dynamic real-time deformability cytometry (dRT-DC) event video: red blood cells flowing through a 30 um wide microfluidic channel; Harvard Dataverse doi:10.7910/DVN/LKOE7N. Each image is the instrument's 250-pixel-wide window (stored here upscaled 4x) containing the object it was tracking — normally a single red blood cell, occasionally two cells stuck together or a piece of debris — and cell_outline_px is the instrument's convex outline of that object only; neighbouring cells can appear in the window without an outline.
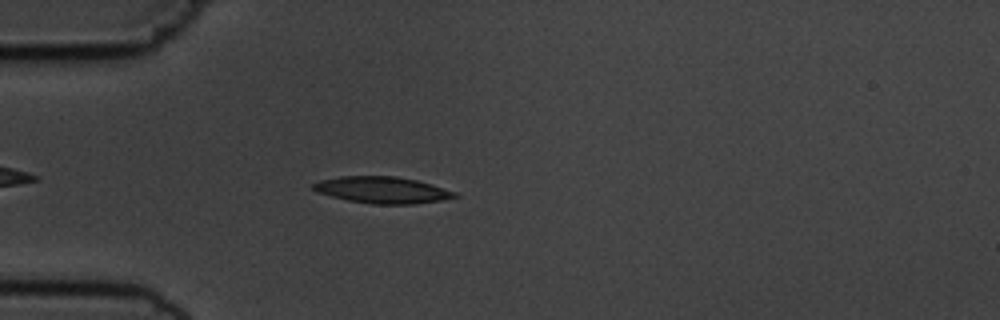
{"species": "common noctule bat (a hibernating species)", "species_latin": "Nyctalus noctula", "temperature_condition": "cold", "stored_images_in_passage": 38, "camera_frame_rate_fps": 3000, "um_per_image_px": 0.085, "animal": {"sex": "male", "body_mass_g": 19.5, "forearm_length_mm": 54.6}, "frame": {"image": 1, "passage_image": 6, "time_ms": 1.667, "image_size_px": [1000, 320], "cell_outline_px": [[460, 196], [440, 200], [416, 204], [372, 204], [348, 200], [316, 192], [312, 188], [312, 184], [320, 180], [340, 176], [396, 176], [416, 180], [432, 184], [456, 192]], "centroid_in_image_um": [32.5, 16.14], "position_along_channel_um": 52.5, "area_um2": 21.91}}
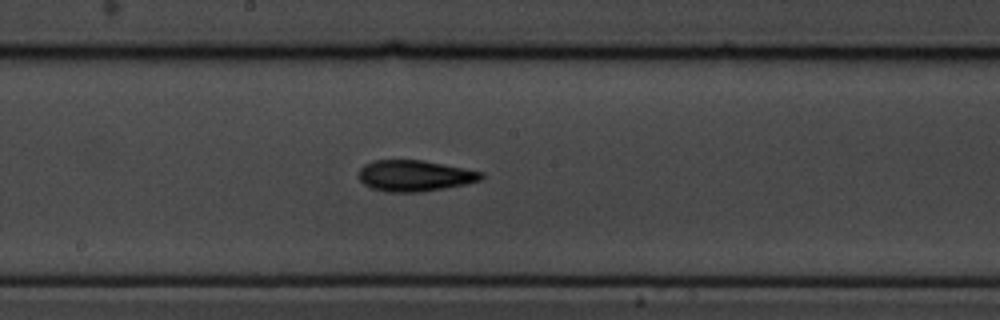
{"frame": {"image": 2, "passage_image": 20, "time_ms": 6.333, "image_size_px": [1000, 320], "cell_outline_px": [[484, 176], [480, 180], [464, 184], [444, 188], [420, 192], [384, 192], [372, 188], [364, 184], [360, 180], [360, 168], [364, 164], [372, 160], [424, 160], [484, 172]], "centroid_in_image_um": [35.24, 14.93], "position_along_channel_um": 213.0, "area_um2": 22.2}}
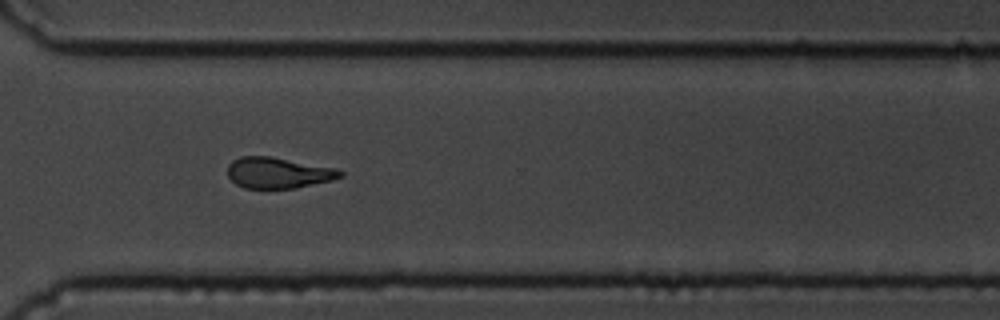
{"frame": {"image": 3, "passage_image": 31, "time_ms": 10.0, "image_size_px": [1000, 320], "cell_outline_px": [[344, 176], [332, 180], [296, 188], [244, 188], [236, 184], [228, 176], [228, 164], [232, 160], [240, 156], [272, 156], [336, 168], [344, 172]], "centroid_in_image_um": [23.65, 14.68], "position_along_channel_um": 346.9, "area_um2": 20.46}, "authors_computed_cell_mechanics": {"area_um2": 21.5016, "velocity_mm_per_s": 3.6654, "shape_relaxation_time_tau1_ms": 3.0553, "shape_relaxation_time_tau2_ms": 5.1911, "deformation_change_tau1": 0.1171, "deformation_change_tau2": 0.1436}}